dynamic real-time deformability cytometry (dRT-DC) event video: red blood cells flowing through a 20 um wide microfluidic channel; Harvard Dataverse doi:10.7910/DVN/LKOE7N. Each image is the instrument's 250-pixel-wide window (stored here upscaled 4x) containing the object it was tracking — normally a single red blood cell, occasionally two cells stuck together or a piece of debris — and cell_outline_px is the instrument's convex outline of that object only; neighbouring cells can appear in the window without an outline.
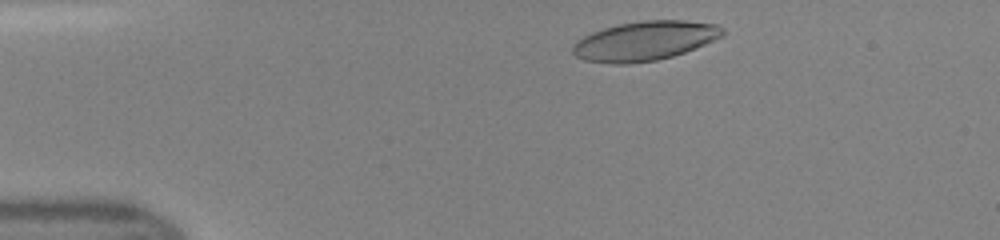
{"species": "human", "species_latin": "Homo sapiens", "temperature_condition": "room temperature", "stored_images_in_passage": 41, "camera_frame_rate_fps": 3000, "um_per_image_px": 0.085, "donor": {"sex": "female"}, "frame": {"image": 1, "passage_image": 3, "time_ms": 0.667, "image_size_px": [1000, 240], "cell_outline_px": [[724, 36], [684, 52], [672, 56], [656, 60], [628, 64], [612, 64], [584, 60], [576, 56], [572, 52], [572, 44], [576, 40], [592, 32], [616, 24], [644, 20], [684, 20], [716, 24], [724, 28]], "centroid_in_image_um": [54.78, 3.47], "position_along_channel_um": 30.2, "area_um2": 34.45}}
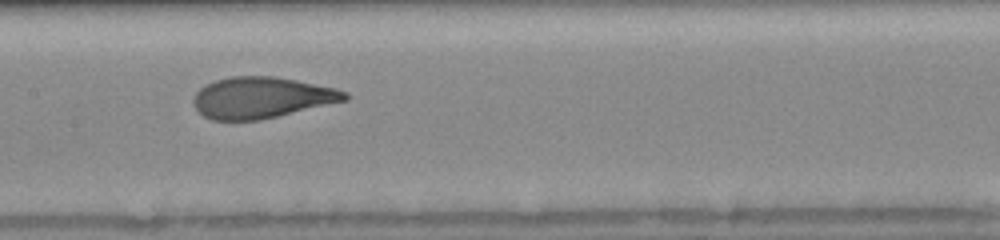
{"frame": {"image": 2, "passage_image": 18, "time_ms": 5.667, "image_size_px": [1000, 240], "cell_outline_px": [[348, 100], [260, 120], [212, 120], [204, 116], [192, 104], [192, 100], [196, 92], [200, 88], [216, 80], [232, 76], [276, 76], [336, 88], [348, 92]], "centroid_in_image_um": [22.24, 8.29], "position_along_channel_um": 185.2, "area_um2": 36.3}}
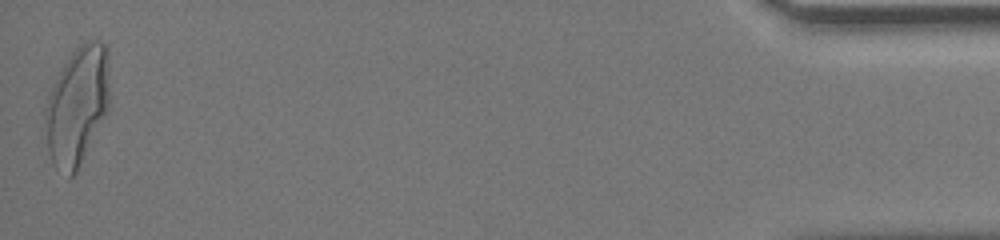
{"frame": {"image": 3, "passage_image": 41, "time_ms": 13.333, "image_size_px": [1000, 240], "cell_outline_px": [[108, 108], [76, 172], [72, 176], [68, 176], [56, 168], [52, 164], [48, 152], [44, 116], [44, 108], [48, 96], [64, 64], [72, 52], [80, 44], [88, 40], [100, 40], [108, 48]], "centroid_in_image_um": [6.54, 8.96], "position_along_channel_um": 428.7, "area_um2": 43.87}}